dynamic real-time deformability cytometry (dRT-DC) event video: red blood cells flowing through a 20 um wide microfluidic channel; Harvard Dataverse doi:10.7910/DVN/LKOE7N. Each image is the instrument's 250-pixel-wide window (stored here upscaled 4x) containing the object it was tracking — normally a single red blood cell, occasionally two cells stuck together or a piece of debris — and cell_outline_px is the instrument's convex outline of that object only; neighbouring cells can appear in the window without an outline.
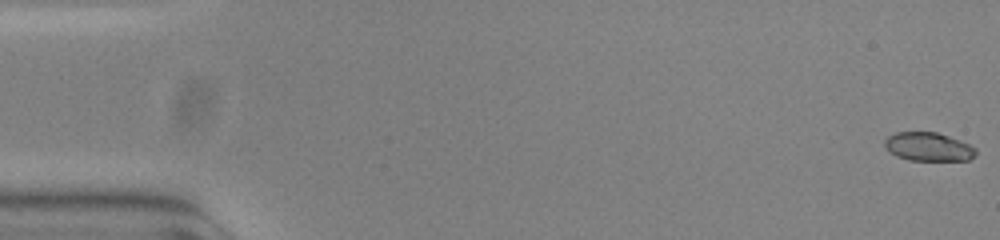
{"species": "common noctule bat (a hibernating species)", "species_latin": "Nyctalus noctula", "temperature_condition": "warm", "stored_images_in_passage": 55, "camera_frame_rate_fps": 3000, "um_per_image_px": 0.085, "animal": {"sex": "female", "body_mass_g": 23.0, "forearm_length_mm": 53.4}, "frame": {"image": 1, "passage_image": 1, "time_ms": 0.0, "image_size_px": [1000, 240], "cell_outline_px": [[976, 156], [968, 160], [908, 160], [896, 156], [888, 152], [884, 144], [884, 140], [888, 136], [896, 132], [936, 132], [960, 140], [976, 148]], "centroid_in_image_um": [78.89, 12.48], "position_along_channel_um": 6.1, "area_um2": 15.26}}
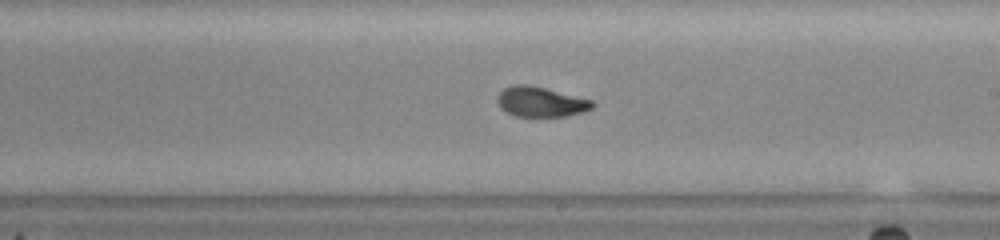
{"frame": {"image": 2, "passage_image": 32, "time_ms": 10.333, "image_size_px": [1000, 240], "cell_outline_px": [[596, 104], [592, 108], [580, 112], [564, 116], [516, 116], [500, 108], [496, 100], [500, 92], [504, 88], [516, 84], [528, 84], [592, 100]], "centroid_in_image_um": [45.93, 8.65], "position_along_channel_um": 243.1, "area_um2": 16.36}}
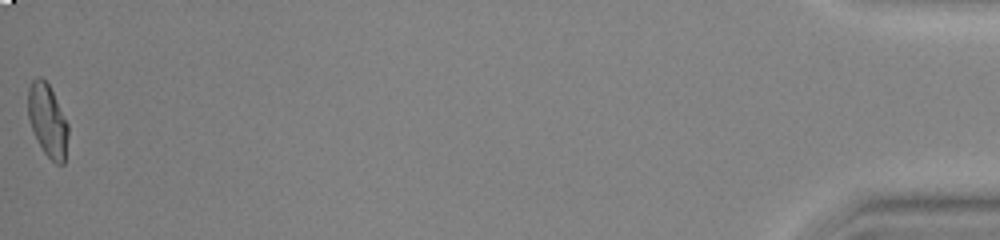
{"frame": {"image": 3, "passage_image": 55, "time_ms": 18.0, "image_size_px": [1000, 240], "cell_outline_px": [[68, 136], [64, 164], [56, 164], [44, 152], [28, 120], [28, 88], [32, 80], [36, 76], [40, 76], [48, 84], [68, 124]], "centroid_in_image_um": [4.04, 10.23], "position_along_channel_um": 431.2, "area_um2": 16.7}, "authors_computed_cell_mechanics": {"area_um2": 16.6464, "velocity_mm_per_s": 3.7846, "shape_relaxation_time_tau1_ms": 7.281, "shape_relaxation_time_tau2_ms": 1.2688, "deformation_change_tau1": 0.2585, "deformation_change_tau2": 0.0632}}